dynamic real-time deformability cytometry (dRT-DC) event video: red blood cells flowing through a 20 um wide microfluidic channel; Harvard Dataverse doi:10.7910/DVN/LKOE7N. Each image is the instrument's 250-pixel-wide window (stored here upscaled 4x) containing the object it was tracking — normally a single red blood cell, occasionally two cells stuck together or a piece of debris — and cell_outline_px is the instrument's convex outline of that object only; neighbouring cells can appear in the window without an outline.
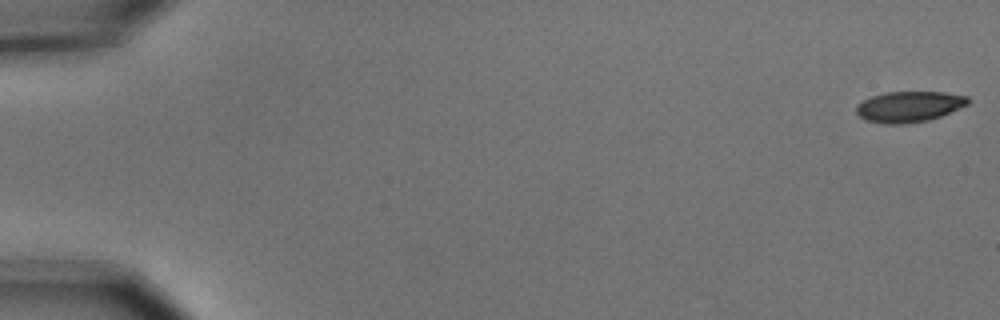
{"species": "common noctule bat (a hibernating species)", "species_latin": "Nyctalus noctula", "temperature_condition": "cold", "stored_images_in_passage": 6, "camera_frame_rate_fps": 3000, "um_per_image_px": 0.085, "animal": {"sex": "male", "body_mass_g": 15.6}, "frame": {"image": 1, "passage_image": 1, "time_ms": 0.0, "image_size_px": [1000, 320], "cell_outline_px": [[972, 100], [968, 104], [940, 116], [928, 120], [904, 124], [884, 124], [864, 120], [856, 112], [856, 108], [864, 100], [872, 96], [884, 92], [944, 92], [968, 96]], "centroid_in_image_um": [77.29, 9.06], "position_along_channel_um": 7.7, "area_um2": 20.0}}
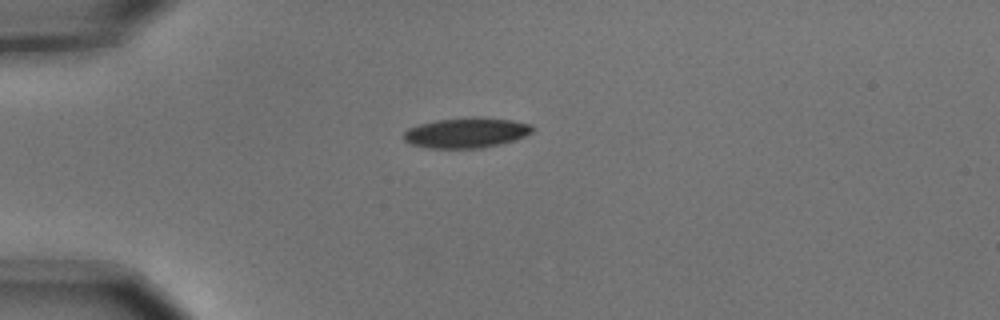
{"frame": {"image": 2, "passage_image": 5, "time_ms": 1.333, "image_size_px": [1000, 320], "cell_outline_px": [[532, 132], [524, 136], [500, 144], [480, 148], [428, 148], [412, 144], [404, 140], [404, 132], [408, 128], [420, 124], [436, 120], [472, 116], [480, 116], [512, 120], [532, 124]], "centroid_in_image_um": [39.63, 11.27], "position_along_channel_um": 45.4, "area_um2": 22.72}}